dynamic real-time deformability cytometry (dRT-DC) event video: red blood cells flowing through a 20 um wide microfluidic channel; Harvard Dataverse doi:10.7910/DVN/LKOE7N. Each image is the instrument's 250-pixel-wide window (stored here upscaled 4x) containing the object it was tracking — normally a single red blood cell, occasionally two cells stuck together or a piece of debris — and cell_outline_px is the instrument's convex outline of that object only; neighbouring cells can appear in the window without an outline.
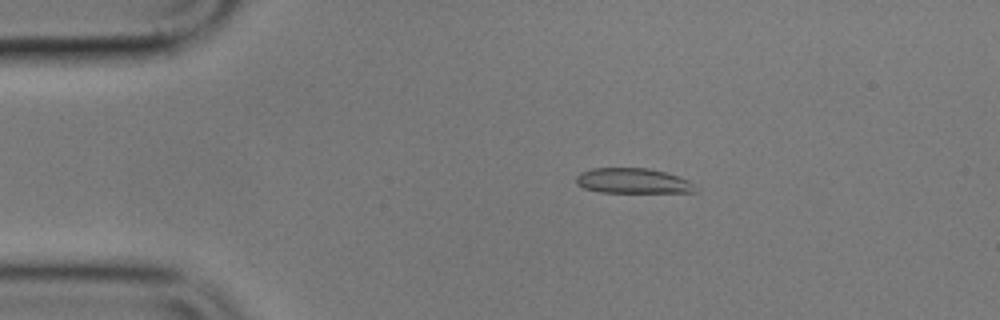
{"species": "common noctule bat (a hibernating species)", "species_latin": "Nyctalus noctula", "temperature_condition": "cold", "stored_images_in_passage": 8, "camera_frame_rate_fps": 3000, "um_per_image_px": 0.085, "animal": {"sex": "male", "body_mass_g": 17.9}, "frame": {"image": 1, "passage_image": 3, "time_ms": 3.0, "image_size_px": [1000, 320], "cell_outline_px": [[696, 192], [600, 192], [584, 188], [576, 184], [576, 176], [580, 172], [592, 168], [648, 168], [664, 172], [688, 180], [692, 184]], "centroid_in_image_um": [53.72, 15.37], "position_along_channel_um": 31.3, "area_um2": 17.28}}
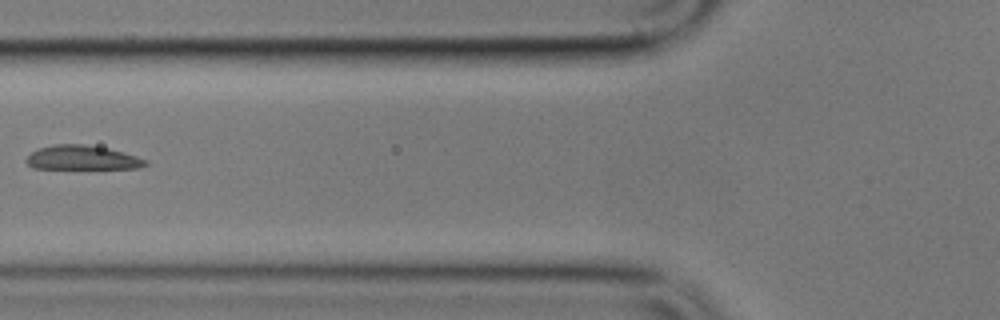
{"frame": {"image": 2, "passage_image": 6, "time_ms": 6.667, "image_size_px": [1000, 320], "cell_outline_px": [[148, 164], [140, 168], [32, 168], [24, 160], [32, 152], [40, 148], [52, 144], [84, 144], [108, 148], [124, 152], [148, 160]], "centroid_in_image_um": [7.0, 13.4], "position_along_channel_um": 118.8, "area_um2": 16.82}}
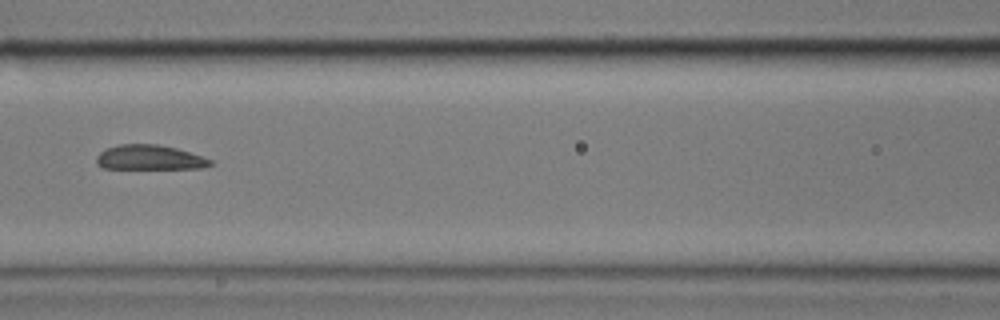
{"frame": {"image": 3, "passage_image": 7, "time_ms": 7.667, "image_size_px": [1000, 320], "cell_outline_px": [[212, 164], [204, 168], [104, 168], [96, 164], [96, 156], [100, 152], [108, 148], [120, 144], [160, 144], [176, 148], [212, 160]], "centroid_in_image_um": [12.69, 13.38], "position_along_channel_um": 153.9, "area_um2": 16.24}}